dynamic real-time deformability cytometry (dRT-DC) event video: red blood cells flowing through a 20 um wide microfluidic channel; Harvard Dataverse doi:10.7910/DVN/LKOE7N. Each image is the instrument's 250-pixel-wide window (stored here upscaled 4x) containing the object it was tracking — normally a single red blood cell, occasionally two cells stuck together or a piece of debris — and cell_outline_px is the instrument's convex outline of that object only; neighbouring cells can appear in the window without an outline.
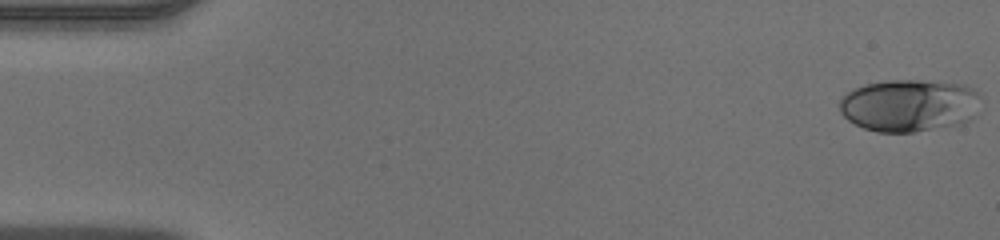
{"species": "human", "species_latin": "Homo sapiens", "temperature_condition": "warm", "stored_images_in_passage": 48, "camera_frame_rate_fps": 3000, "um_per_image_px": 0.085, "donor": {"sex": "male"}, "frame": {"image": 1, "passage_image": 1, "time_ms": 0.0, "image_size_px": [1000, 240], "cell_outline_px": [[976, 96], [972, 116], [968, 120], [960, 124], [912, 132], [876, 132], [864, 128], [848, 120], [840, 112], [840, 100], [848, 92], [864, 84], [884, 80], [920, 80], [964, 84], [972, 88], [976, 92]], "centroid_in_image_um": [77.2, 8.95], "position_along_channel_um": 7.8, "area_um2": 42.54}}
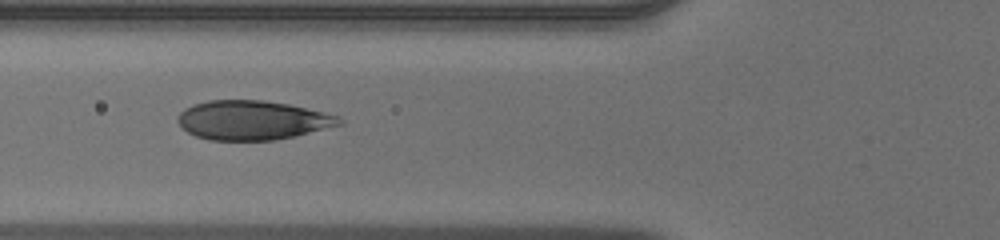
{"frame": {"image": 2, "passage_image": 18, "time_ms": 5.667, "image_size_px": [1000, 240], "cell_outline_px": [[344, 124], [296, 136], [276, 140], [208, 140], [196, 136], [188, 132], [176, 120], [180, 112], [184, 108], [208, 100], [264, 100], [288, 104], [324, 112], [340, 116], [344, 120]], "centroid_in_image_um": [21.49, 10.22], "position_along_channel_um": 104.3, "area_um2": 37.05}}
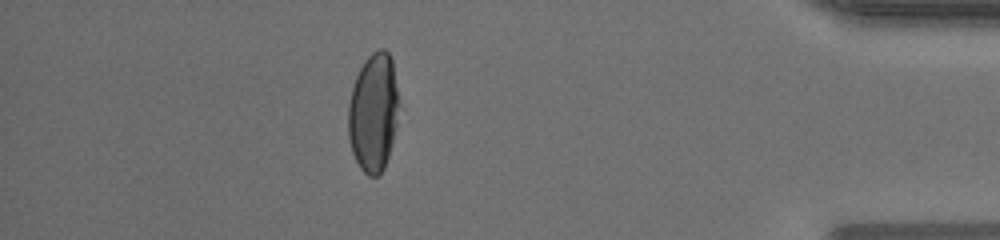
{"frame": {"image": 3, "passage_image": 42, "time_ms": 13.667, "image_size_px": [1000, 240], "cell_outline_px": [[400, 104], [396, 124], [388, 156], [384, 168], [376, 176], [368, 176], [360, 168], [352, 152], [348, 136], [348, 104], [352, 88], [356, 76], [364, 60], [372, 52], [380, 48], [384, 48], [388, 52], [392, 60], [400, 100]], "centroid_in_image_um": [31.74, 9.52], "position_along_channel_um": 403.5, "area_um2": 35.26}}